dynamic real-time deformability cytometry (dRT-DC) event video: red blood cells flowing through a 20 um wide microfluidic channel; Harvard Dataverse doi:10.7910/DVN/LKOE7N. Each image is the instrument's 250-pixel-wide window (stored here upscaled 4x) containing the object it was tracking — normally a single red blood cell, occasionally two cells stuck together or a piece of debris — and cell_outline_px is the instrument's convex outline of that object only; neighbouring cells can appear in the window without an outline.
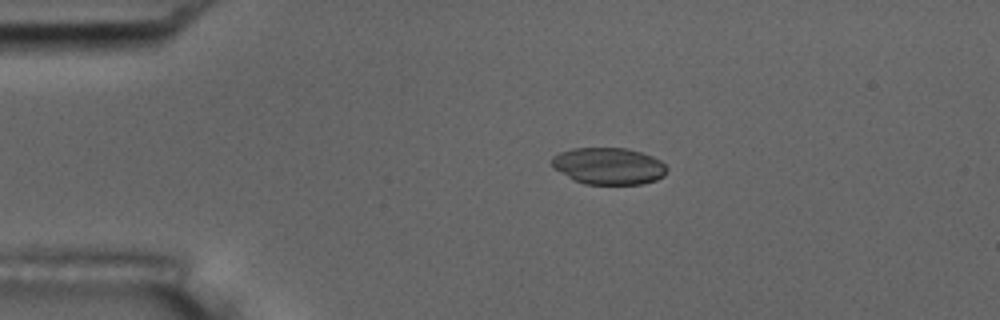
{"species": "common noctule bat (a hibernating species)", "species_latin": "Nyctalus noctula", "temperature_condition": "room temperature", "stored_images_in_passage": 46, "camera_frame_rate_fps": 3000, "um_per_image_px": 0.085, "animal": {"sex": "male", "body_mass_g": 17.5, "forearm_length_mm": 52.3}, "frame": {"image": 1, "passage_image": 1, "time_ms": 0.0, "image_size_px": [1000, 320], "cell_outline_px": [[668, 168], [664, 176], [656, 180], [640, 184], [584, 184], [552, 168], [552, 156], [560, 152], [572, 148], [628, 148], [652, 156], [660, 160]], "centroid_in_image_um": [51.74, 14.11], "position_along_channel_um": 33.3, "area_um2": 24.68}}
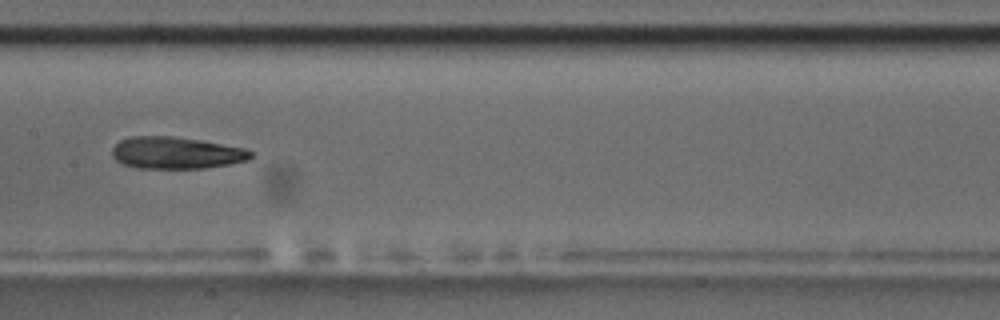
{"frame": {"image": 2, "passage_image": 18, "time_ms": 5.667, "image_size_px": [1000, 320], "cell_outline_px": [[252, 156], [248, 160], [228, 164], [204, 168], [136, 168], [124, 164], [116, 160], [112, 156], [112, 148], [120, 140], [128, 136], [172, 136], [200, 140], [244, 148], [252, 152]], "centroid_in_image_um": [14.93, 12.99], "position_along_channel_um": 192.5, "area_um2": 25.72}}
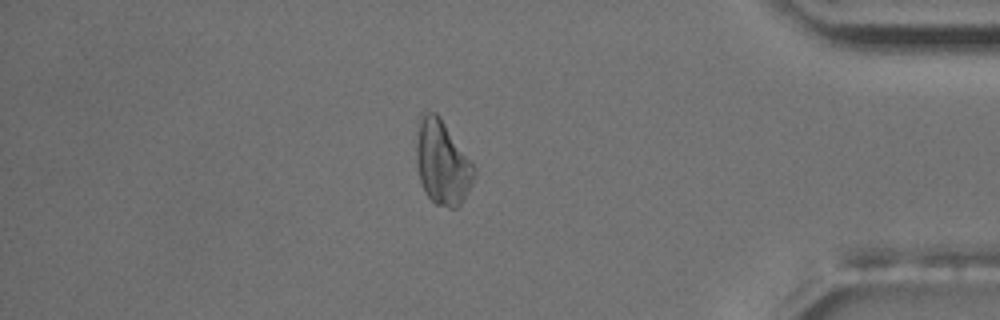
{"frame": {"image": 3, "passage_image": 38, "time_ms": 12.333, "image_size_px": [1000, 320], "cell_outline_px": [[476, 176], [460, 204], [456, 208], [448, 208], [436, 204], [424, 192], [420, 180], [416, 164], [416, 124], [420, 112], [436, 112], [440, 116], [476, 168]], "centroid_in_image_um": [37.56, 13.78], "position_along_channel_um": 397.6, "area_um2": 28.73}, "authors_computed_cell_mechanics": {"area_um2": 26.4435, "velocity_mm_per_s": 3.5669, "shape_relaxation_time_tau1_ms": null, "shape_relaxation_time_tau2_ms": 7.0699, "deformation_change_tau1": null, "deformation_change_tau2": 0.1531}}